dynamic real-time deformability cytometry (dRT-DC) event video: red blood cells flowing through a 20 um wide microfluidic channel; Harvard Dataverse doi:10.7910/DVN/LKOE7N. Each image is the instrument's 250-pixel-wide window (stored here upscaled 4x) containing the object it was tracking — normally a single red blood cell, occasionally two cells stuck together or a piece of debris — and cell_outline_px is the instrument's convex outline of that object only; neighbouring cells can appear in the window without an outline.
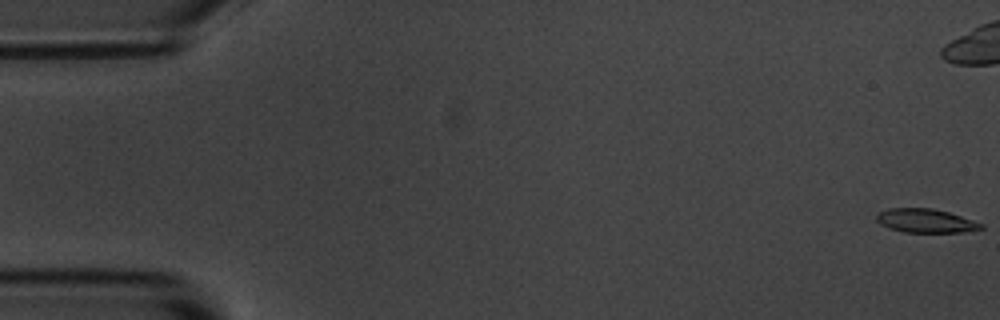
{"species": "common noctule bat (a hibernating species)", "species_latin": "Nyctalus noctula", "temperature_condition": "room temperature", "stored_images_in_passage": 58, "camera_frame_rate_fps": 3000, "um_per_image_px": 0.085, "animal": {"sex": "male", "body_mass_g": 20.1, "forearm_length_mm": 53.5}, "frame": {"image": 1, "passage_image": 1, "time_ms": 0.0, "image_size_px": [1000, 320], "cell_outline_px": [[984, 228], [964, 232], [904, 232], [888, 228], [880, 224], [876, 220], [876, 216], [880, 212], [888, 208], [932, 208], [948, 212], [984, 224]], "centroid_in_image_um": [78.67, 18.77], "position_along_channel_um": 6.3, "area_um2": 14.45}}
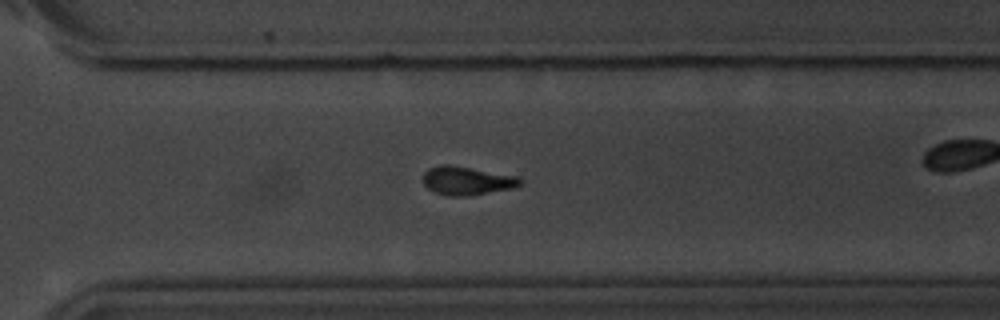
{"frame": {"image": 2, "passage_image": 40, "time_ms": 13.0, "image_size_px": [1000, 320], "cell_outline_px": [[524, 180], [520, 184], [512, 188], [468, 196], [448, 196], [432, 192], [420, 180], [424, 172], [428, 168], [440, 164], [448, 164], [516, 176]], "centroid_in_image_um": [39.6, 15.36], "position_along_channel_um": 331.0, "area_um2": 16.24}}
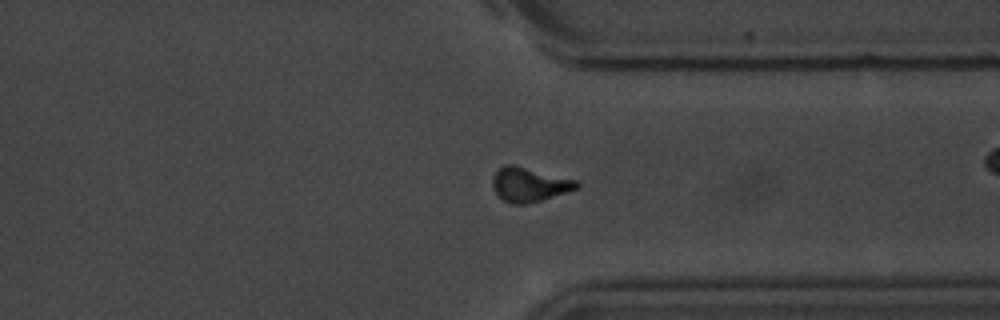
{"frame": {"image": 3, "passage_image": 43, "time_ms": 14.0, "image_size_px": [1000, 320], "cell_outline_px": [[580, 188], [568, 192], [540, 200], [524, 204], [512, 204], [504, 200], [492, 188], [492, 176], [504, 164], [512, 164], [576, 180], [580, 184]], "centroid_in_image_um": [44.99, 15.68], "position_along_channel_um": 366.4, "area_um2": 16.65}, "authors_computed_cell_mechanics": {"area_um2": 15.895, "velocity_mm_per_s": 3.5922, "shape_relaxation_time_tau1_ms": 4.7678, "shape_relaxation_time_tau2_ms": 8.7132, "deformation_change_tau1": 0.1527, "deformation_change_tau2": 0.1913}}